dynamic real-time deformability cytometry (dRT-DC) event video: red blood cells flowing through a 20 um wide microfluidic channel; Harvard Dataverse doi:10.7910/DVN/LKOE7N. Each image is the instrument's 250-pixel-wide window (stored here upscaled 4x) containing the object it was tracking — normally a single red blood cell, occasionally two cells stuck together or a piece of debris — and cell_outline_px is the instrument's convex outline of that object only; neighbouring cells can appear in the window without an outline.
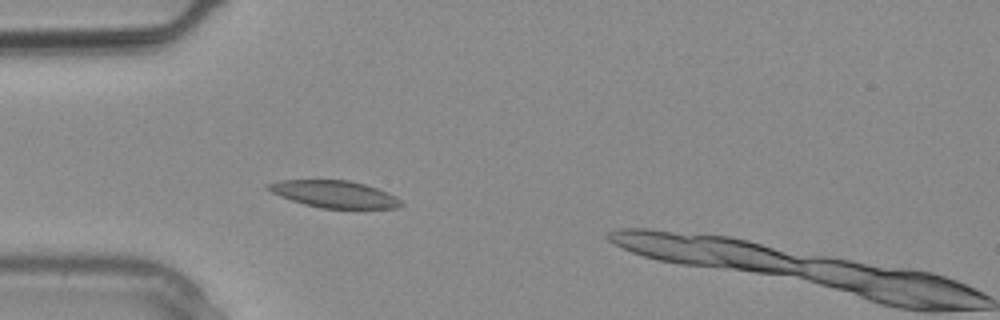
{"species": "common noctule bat (a hibernating species)", "species_latin": "Nyctalus noctula", "temperature_condition": "warm", "stored_images_in_passage": 3, "camera_frame_rate_fps": 3000, "um_per_image_px": 0.085, "animal": {"sex": "male", "body_mass_g": 20.4}, "frame": {"image": 1, "passage_image": 2, "time_ms": 0.333, "image_size_px": [1000, 320], "cell_outline_px": [[404, 204], [400, 208], [320, 208], [304, 204], [280, 196], [264, 188], [264, 184], [280, 180], [348, 180], [364, 184], [388, 192], [396, 196]], "centroid_in_image_um": [28.4, 16.5], "position_along_channel_um": 56.6, "area_um2": 20.98}}